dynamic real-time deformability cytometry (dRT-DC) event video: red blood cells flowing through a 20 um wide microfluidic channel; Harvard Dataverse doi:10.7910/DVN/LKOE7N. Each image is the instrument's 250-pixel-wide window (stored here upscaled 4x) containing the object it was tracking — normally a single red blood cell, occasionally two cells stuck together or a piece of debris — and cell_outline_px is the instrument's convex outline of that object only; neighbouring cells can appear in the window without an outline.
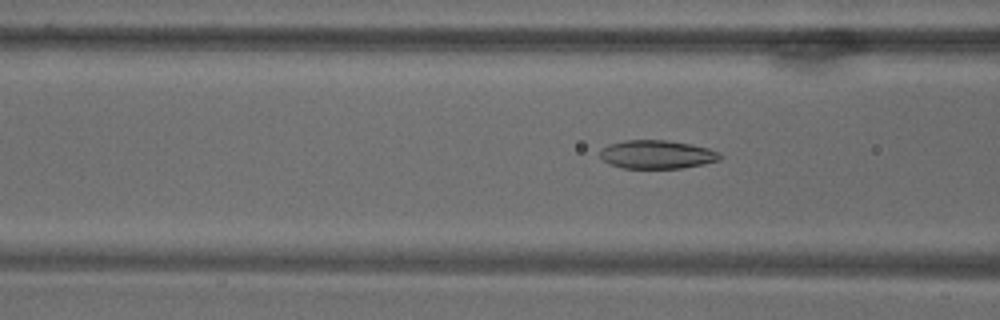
{"species": "common noctule bat (a hibernating species)", "species_latin": "Nyctalus noctula", "temperature_condition": "warm", "stored_images_in_passage": 71, "camera_frame_rate_fps": 3000, "um_per_image_px": 0.085, "animal": {"sex": "male", "body_mass_g": 18.8}, "frame": {"image": 1, "passage_image": 29, "time_ms": 9.333, "image_size_px": [1000, 320], "cell_outline_px": [[724, 156], [720, 160], [704, 164], [680, 168], [624, 168], [608, 164], [600, 156], [600, 148], [608, 144], [624, 140], [664, 140], [692, 144], [708, 148], [720, 152]], "centroid_in_image_um": [55.85, 13.12], "position_along_channel_um": 110.8, "area_um2": 20.11}}
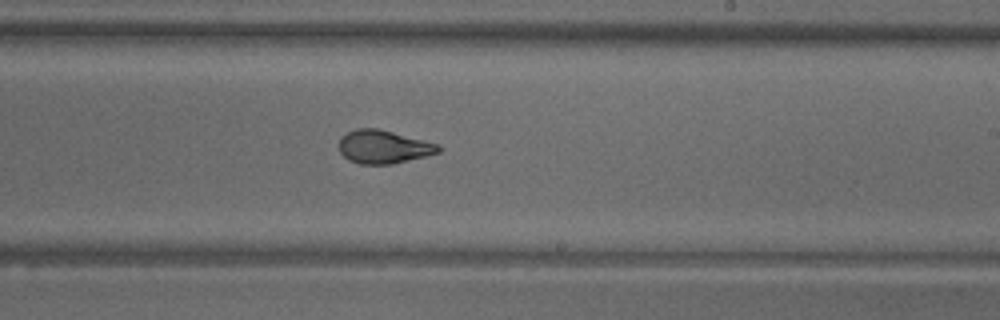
{"frame": {"image": 2, "passage_image": 44, "time_ms": 14.333, "image_size_px": [1000, 320], "cell_outline_px": [[440, 152], [392, 164], [360, 164], [348, 160], [340, 152], [340, 136], [356, 128], [376, 128], [440, 144]], "centroid_in_image_um": [32.58, 12.48], "position_along_channel_um": 256.4, "area_um2": 19.13}}
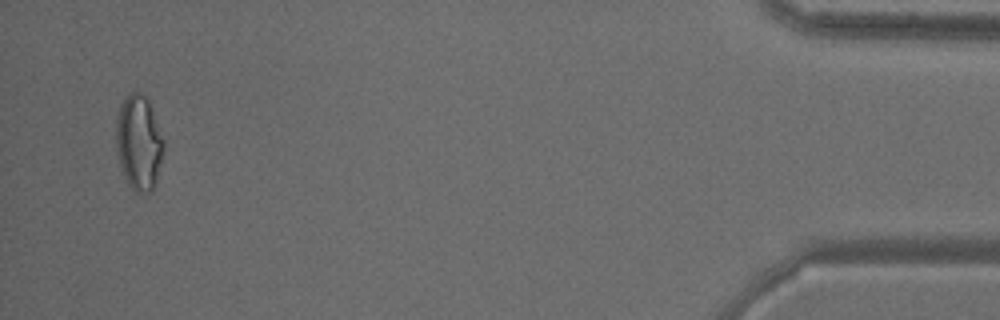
{"frame": {"image": 3, "passage_image": 69, "time_ms": 22.667, "image_size_px": [1000, 320], "cell_outline_px": [[164, 148], [156, 184], [152, 192], [136, 192], [128, 184], [120, 168], [116, 148], [116, 124], [120, 104], [132, 92], [140, 92], [148, 100], [152, 108], [164, 140]], "centroid_in_image_um": [11.81, 12.15], "position_along_channel_um": 423.4, "area_um2": 26.41}}